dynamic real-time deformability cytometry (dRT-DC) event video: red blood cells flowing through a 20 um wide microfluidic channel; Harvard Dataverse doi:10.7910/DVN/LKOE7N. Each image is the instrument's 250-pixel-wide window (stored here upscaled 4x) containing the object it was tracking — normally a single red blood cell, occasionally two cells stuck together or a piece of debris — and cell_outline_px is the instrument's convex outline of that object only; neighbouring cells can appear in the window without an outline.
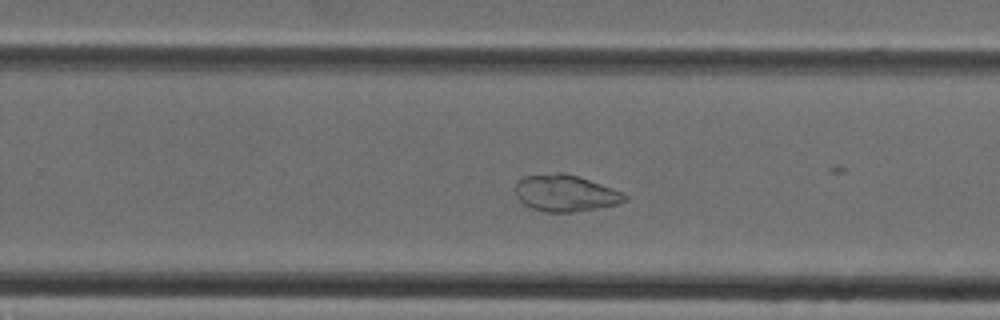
{"species": "Egyptian fruit bat (a non-hibernating species)", "species_latin": "Rousettus aegyptiacus", "temperature_condition": "cold", "stored_images_in_passage": 35, "camera_frame_rate_fps": 3000, "um_per_image_px": 0.085, "animal": {"sex": "female"}, "frame": {"image": 1, "passage_image": 20, "time_ms": 6.333, "image_size_px": [1000, 320], "cell_outline_px": [[628, 200], [620, 204], [572, 212], [544, 212], [532, 208], [524, 204], [516, 196], [516, 180], [524, 176], [556, 172], [564, 172], [624, 192], [628, 196]], "centroid_in_image_um": [48.06, 16.42], "position_along_channel_um": 281.7, "area_um2": 23.41}}
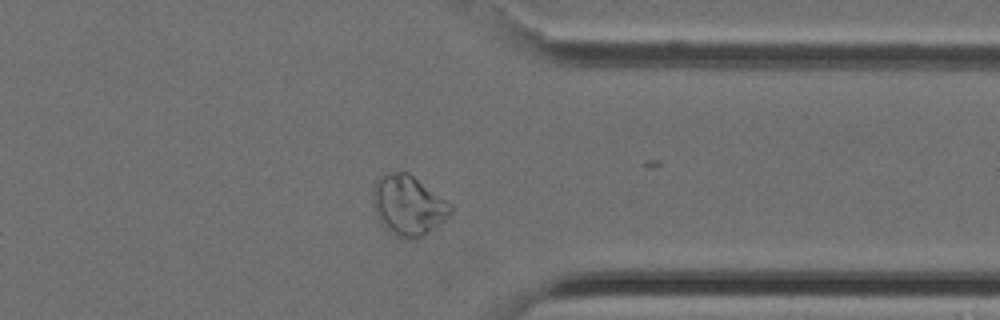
{"frame": {"image": 2, "passage_image": 26, "time_ms": 8.333, "image_size_px": [1000, 320], "cell_outline_px": [[452, 212], [444, 220], [420, 236], [400, 236], [388, 228], [380, 220], [376, 212], [372, 200], [372, 188], [376, 180], [388, 172], [408, 172], [452, 204]], "centroid_in_image_um": [34.69, 17.37], "position_along_channel_um": 376.7, "area_um2": 26.18}}
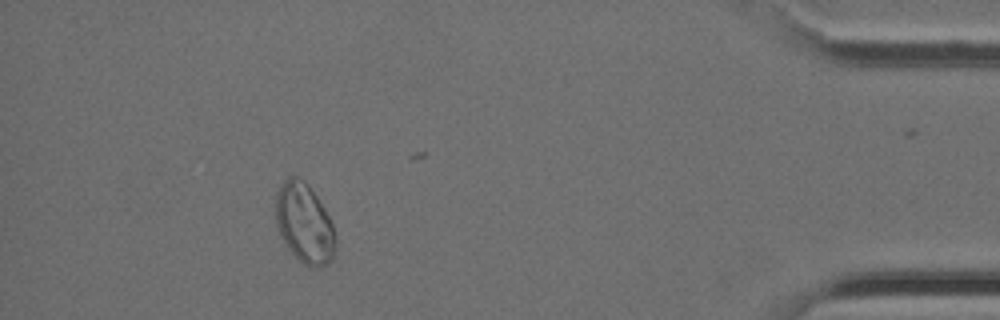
{"frame": {"image": 3, "passage_image": 31, "time_ms": 10.0, "image_size_px": [1000, 320], "cell_outline_px": [[336, 248], [332, 260], [328, 264], [320, 268], [312, 268], [304, 264], [288, 248], [276, 224], [276, 192], [280, 184], [288, 176], [296, 176], [304, 180], [308, 184], [324, 208], [332, 224], [336, 240]], "centroid_in_image_um": [25.88, 18.98], "position_along_channel_um": 409.3, "area_um2": 27.8}}